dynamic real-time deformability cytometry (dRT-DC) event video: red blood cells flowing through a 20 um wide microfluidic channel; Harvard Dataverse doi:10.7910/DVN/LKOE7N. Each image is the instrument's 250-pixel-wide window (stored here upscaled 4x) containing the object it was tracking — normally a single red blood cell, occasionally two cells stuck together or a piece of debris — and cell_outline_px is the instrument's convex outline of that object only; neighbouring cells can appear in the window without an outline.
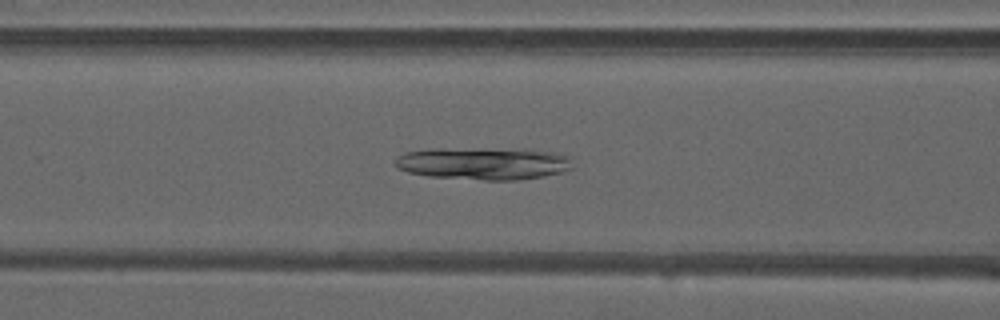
{"species": "common noctule bat (a hibernating species)", "species_latin": "Nyctalus noctula", "temperature_condition": "warm", "stored_images_in_passage": 44, "camera_frame_rate_fps": 3000, "um_per_image_px": 0.085, "animal": {"sex": "male", "forearm_length_mm": 52.5}, "frame": {"image": 1, "passage_image": 15, "time_ms": 4.667, "image_size_px": [1000, 320], "cell_outline_px": [[572, 168], [560, 172], [544, 176], [516, 180], [484, 180], [428, 176], [408, 172], [396, 168], [396, 156], [404, 152], [428, 148], [440, 148], [556, 152], [568, 156]], "centroid_in_image_um": [40.99, 13.91], "position_along_channel_um": 125.6, "area_um2": 32.89}}
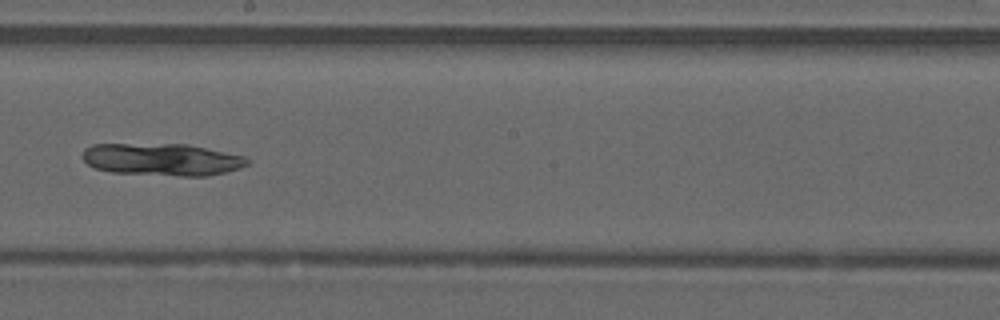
{"frame": {"image": 2, "passage_image": 23, "time_ms": 7.333, "image_size_px": [1000, 320], "cell_outline_px": [[248, 164], [240, 168], [208, 176], [180, 176], [112, 172], [96, 168], [88, 164], [80, 156], [84, 148], [92, 144], [184, 144], [244, 156], [248, 160]], "centroid_in_image_um": [13.72, 13.55], "position_along_channel_um": 234.5, "area_um2": 30.81}}
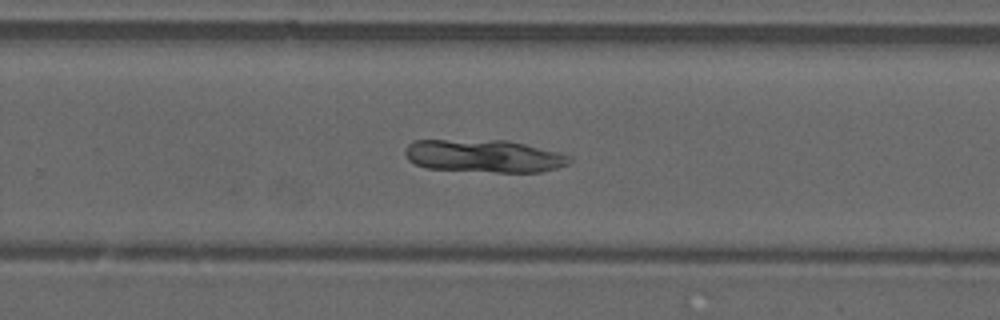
{"frame": {"image": 3, "passage_image": 27, "time_ms": 8.667, "image_size_px": [1000, 320], "cell_outline_px": [[572, 160], [568, 164], [556, 168], [540, 172], [496, 172], [428, 168], [416, 164], [408, 160], [404, 152], [408, 144], [412, 140], [508, 140], [572, 156]], "centroid_in_image_um": [41.12, 13.26], "position_along_channel_um": 288.7, "area_um2": 31.27}}